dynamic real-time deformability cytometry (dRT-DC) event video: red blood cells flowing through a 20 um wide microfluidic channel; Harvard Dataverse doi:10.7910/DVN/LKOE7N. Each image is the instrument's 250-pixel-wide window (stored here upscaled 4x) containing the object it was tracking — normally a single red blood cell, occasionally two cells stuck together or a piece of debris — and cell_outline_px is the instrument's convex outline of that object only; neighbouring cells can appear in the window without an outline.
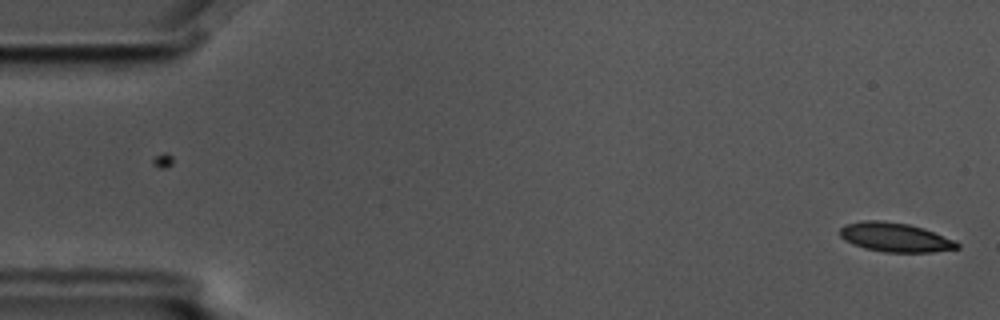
{"species": "common noctule bat (a hibernating species)", "species_latin": "Nyctalus noctula", "temperature_condition": "cold", "stored_images_in_passage": 2, "camera_frame_rate_fps": 3000, "um_per_image_px": 0.085, "animal": {"sex": "male", "body_mass_g": 17.5, "forearm_length_mm": 52.3}, "frame": {"image": 1, "passage_image": 2, "time_ms": 0.333, "image_size_px": [1000, 320], "cell_outline_px": [[960, 248], [932, 252], [884, 252], [864, 248], [852, 244], [844, 240], [840, 236], [840, 228], [848, 224], [864, 220], [880, 220], [908, 224], [924, 228], [956, 240], [960, 244]], "centroid_in_image_um": [76.11, 20.17], "position_along_channel_um": 8.9, "area_um2": 20.0}}